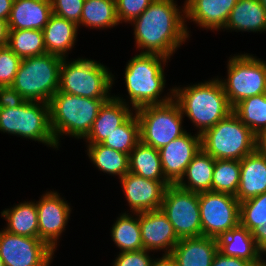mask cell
I'll return each instance as SVG.
<instances>
[{
	"label": "cell",
	"instance_id": "cell-3",
	"mask_svg": "<svg viewBox=\"0 0 266 266\" xmlns=\"http://www.w3.org/2000/svg\"><path fill=\"white\" fill-rule=\"evenodd\" d=\"M62 60L49 53L22 59L12 85L4 94L13 99L49 103L59 89Z\"/></svg>",
	"mask_w": 266,
	"mask_h": 266
},
{
	"label": "cell",
	"instance_id": "cell-47",
	"mask_svg": "<svg viewBox=\"0 0 266 266\" xmlns=\"http://www.w3.org/2000/svg\"><path fill=\"white\" fill-rule=\"evenodd\" d=\"M262 6L266 9V0H259Z\"/></svg>",
	"mask_w": 266,
	"mask_h": 266
},
{
	"label": "cell",
	"instance_id": "cell-19",
	"mask_svg": "<svg viewBox=\"0 0 266 266\" xmlns=\"http://www.w3.org/2000/svg\"><path fill=\"white\" fill-rule=\"evenodd\" d=\"M123 97L113 96L100 108L90 132L85 137L89 144L102 143L133 112Z\"/></svg>",
	"mask_w": 266,
	"mask_h": 266
},
{
	"label": "cell",
	"instance_id": "cell-39",
	"mask_svg": "<svg viewBox=\"0 0 266 266\" xmlns=\"http://www.w3.org/2000/svg\"><path fill=\"white\" fill-rule=\"evenodd\" d=\"M52 13L72 21L75 24L80 23L83 5L85 0H50Z\"/></svg>",
	"mask_w": 266,
	"mask_h": 266
},
{
	"label": "cell",
	"instance_id": "cell-42",
	"mask_svg": "<svg viewBox=\"0 0 266 266\" xmlns=\"http://www.w3.org/2000/svg\"><path fill=\"white\" fill-rule=\"evenodd\" d=\"M256 150L266 158V129L256 135Z\"/></svg>",
	"mask_w": 266,
	"mask_h": 266
},
{
	"label": "cell",
	"instance_id": "cell-2",
	"mask_svg": "<svg viewBox=\"0 0 266 266\" xmlns=\"http://www.w3.org/2000/svg\"><path fill=\"white\" fill-rule=\"evenodd\" d=\"M173 100L179 105L182 114L189 117L199 129L200 135L233 111L220 78L184 88L174 87Z\"/></svg>",
	"mask_w": 266,
	"mask_h": 266
},
{
	"label": "cell",
	"instance_id": "cell-11",
	"mask_svg": "<svg viewBox=\"0 0 266 266\" xmlns=\"http://www.w3.org/2000/svg\"><path fill=\"white\" fill-rule=\"evenodd\" d=\"M201 236L218 239L240 224V202L231 194L198 193Z\"/></svg>",
	"mask_w": 266,
	"mask_h": 266
},
{
	"label": "cell",
	"instance_id": "cell-46",
	"mask_svg": "<svg viewBox=\"0 0 266 266\" xmlns=\"http://www.w3.org/2000/svg\"><path fill=\"white\" fill-rule=\"evenodd\" d=\"M257 266H266V260L261 258L260 262L257 264Z\"/></svg>",
	"mask_w": 266,
	"mask_h": 266
},
{
	"label": "cell",
	"instance_id": "cell-17",
	"mask_svg": "<svg viewBox=\"0 0 266 266\" xmlns=\"http://www.w3.org/2000/svg\"><path fill=\"white\" fill-rule=\"evenodd\" d=\"M141 240L143 249L148 251L164 250L171 254L174 246L179 242L173 225L161 209L139 213Z\"/></svg>",
	"mask_w": 266,
	"mask_h": 266
},
{
	"label": "cell",
	"instance_id": "cell-31",
	"mask_svg": "<svg viewBox=\"0 0 266 266\" xmlns=\"http://www.w3.org/2000/svg\"><path fill=\"white\" fill-rule=\"evenodd\" d=\"M118 24L115 0H85L78 27L105 29Z\"/></svg>",
	"mask_w": 266,
	"mask_h": 266
},
{
	"label": "cell",
	"instance_id": "cell-48",
	"mask_svg": "<svg viewBox=\"0 0 266 266\" xmlns=\"http://www.w3.org/2000/svg\"><path fill=\"white\" fill-rule=\"evenodd\" d=\"M0 266H4V263L1 258H0Z\"/></svg>",
	"mask_w": 266,
	"mask_h": 266
},
{
	"label": "cell",
	"instance_id": "cell-22",
	"mask_svg": "<svg viewBox=\"0 0 266 266\" xmlns=\"http://www.w3.org/2000/svg\"><path fill=\"white\" fill-rule=\"evenodd\" d=\"M240 181L236 193L239 202L266 192V158L257 150L240 160Z\"/></svg>",
	"mask_w": 266,
	"mask_h": 266
},
{
	"label": "cell",
	"instance_id": "cell-9",
	"mask_svg": "<svg viewBox=\"0 0 266 266\" xmlns=\"http://www.w3.org/2000/svg\"><path fill=\"white\" fill-rule=\"evenodd\" d=\"M134 113L139 121L140 141L155 149L159 150L187 132L182 126L184 115L174 100L161 105L143 106Z\"/></svg>",
	"mask_w": 266,
	"mask_h": 266
},
{
	"label": "cell",
	"instance_id": "cell-4",
	"mask_svg": "<svg viewBox=\"0 0 266 266\" xmlns=\"http://www.w3.org/2000/svg\"><path fill=\"white\" fill-rule=\"evenodd\" d=\"M0 131L57 148L50 126L49 104L0 94Z\"/></svg>",
	"mask_w": 266,
	"mask_h": 266
},
{
	"label": "cell",
	"instance_id": "cell-16",
	"mask_svg": "<svg viewBox=\"0 0 266 266\" xmlns=\"http://www.w3.org/2000/svg\"><path fill=\"white\" fill-rule=\"evenodd\" d=\"M120 180L132 214L160 209L165 190L171 184L169 181H156L131 172Z\"/></svg>",
	"mask_w": 266,
	"mask_h": 266
},
{
	"label": "cell",
	"instance_id": "cell-34",
	"mask_svg": "<svg viewBox=\"0 0 266 266\" xmlns=\"http://www.w3.org/2000/svg\"><path fill=\"white\" fill-rule=\"evenodd\" d=\"M7 46L21 59L46 54L41 30H9Z\"/></svg>",
	"mask_w": 266,
	"mask_h": 266
},
{
	"label": "cell",
	"instance_id": "cell-28",
	"mask_svg": "<svg viewBox=\"0 0 266 266\" xmlns=\"http://www.w3.org/2000/svg\"><path fill=\"white\" fill-rule=\"evenodd\" d=\"M1 216L8 222L4 229L9 233L38 238V212L35 202H23L5 209Z\"/></svg>",
	"mask_w": 266,
	"mask_h": 266
},
{
	"label": "cell",
	"instance_id": "cell-26",
	"mask_svg": "<svg viewBox=\"0 0 266 266\" xmlns=\"http://www.w3.org/2000/svg\"><path fill=\"white\" fill-rule=\"evenodd\" d=\"M240 225L252 233L256 245L266 248V192L240 202Z\"/></svg>",
	"mask_w": 266,
	"mask_h": 266
},
{
	"label": "cell",
	"instance_id": "cell-41",
	"mask_svg": "<svg viewBox=\"0 0 266 266\" xmlns=\"http://www.w3.org/2000/svg\"><path fill=\"white\" fill-rule=\"evenodd\" d=\"M211 266H255L252 262L237 257L225 256L217 252Z\"/></svg>",
	"mask_w": 266,
	"mask_h": 266
},
{
	"label": "cell",
	"instance_id": "cell-44",
	"mask_svg": "<svg viewBox=\"0 0 266 266\" xmlns=\"http://www.w3.org/2000/svg\"><path fill=\"white\" fill-rule=\"evenodd\" d=\"M14 0H0V19L8 21Z\"/></svg>",
	"mask_w": 266,
	"mask_h": 266
},
{
	"label": "cell",
	"instance_id": "cell-1",
	"mask_svg": "<svg viewBox=\"0 0 266 266\" xmlns=\"http://www.w3.org/2000/svg\"><path fill=\"white\" fill-rule=\"evenodd\" d=\"M177 7L174 0H154L131 21L135 27V45L139 50L143 49L141 53L158 54L169 59L186 41L190 34L185 24V6L182 12Z\"/></svg>",
	"mask_w": 266,
	"mask_h": 266
},
{
	"label": "cell",
	"instance_id": "cell-10",
	"mask_svg": "<svg viewBox=\"0 0 266 266\" xmlns=\"http://www.w3.org/2000/svg\"><path fill=\"white\" fill-rule=\"evenodd\" d=\"M227 77L220 82L233 108L242 100L266 93V63L253 55L240 54L230 57Z\"/></svg>",
	"mask_w": 266,
	"mask_h": 266
},
{
	"label": "cell",
	"instance_id": "cell-33",
	"mask_svg": "<svg viewBox=\"0 0 266 266\" xmlns=\"http://www.w3.org/2000/svg\"><path fill=\"white\" fill-rule=\"evenodd\" d=\"M232 112L257 135L266 129V93L242 100Z\"/></svg>",
	"mask_w": 266,
	"mask_h": 266
},
{
	"label": "cell",
	"instance_id": "cell-12",
	"mask_svg": "<svg viewBox=\"0 0 266 266\" xmlns=\"http://www.w3.org/2000/svg\"><path fill=\"white\" fill-rule=\"evenodd\" d=\"M160 209L173 225L179 239L201 236L198 193L177 184L167 186Z\"/></svg>",
	"mask_w": 266,
	"mask_h": 266
},
{
	"label": "cell",
	"instance_id": "cell-40",
	"mask_svg": "<svg viewBox=\"0 0 266 266\" xmlns=\"http://www.w3.org/2000/svg\"><path fill=\"white\" fill-rule=\"evenodd\" d=\"M148 250L119 252L113 266H151L152 258Z\"/></svg>",
	"mask_w": 266,
	"mask_h": 266
},
{
	"label": "cell",
	"instance_id": "cell-35",
	"mask_svg": "<svg viewBox=\"0 0 266 266\" xmlns=\"http://www.w3.org/2000/svg\"><path fill=\"white\" fill-rule=\"evenodd\" d=\"M140 142V126L136 113L131 114L101 144L114 150L130 154Z\"/></svg>",
	"mask_w": 266,
	"mask_h": 266
},
{
	"label": "cell",
	"instance_id": "cell-49",
	"mask_svg": "<svg viewBox=\"0 0 266 266\" xmlns=\"http://www.w3.org/2000/svg\"><path fill=\"white\" fill-rule=\"evenodd\" d=\"M262 254L266 255V248L262 251Z\"/></svg>",
	"mask_w": 266,
	"mask_h": 266
},
{
	"label": "cell",
	"instance_id": "cell-21",
	"mask_svg": "<svg viewBox=\"0 0 266 266\" xmlns=\"http://www.w3.org/2000/svg\"><path fill=\"white\" fill-rule=\"evenodd\" d=\"M217 252V239L199 236L180 239L171 255L176 266H211Z\"/></svg>",
	"mask_w": 266,
	"mask_h": 266
},
{
	"label": "cell",
	"instance_id": "cell-8",
	"mask_svg": "<svg viewBox=\"0 0 266 266\" xmlns=\"http://www.w3.org/2000/svg\"><path fill=\"white\" fill-rule=\"evenodd\" d=\"M114 77L109 69L95 60L63 58L60 67L59 91L93 99H111Z\"/></svg>",
	"mask_w": 266,
	"mask_h": 266
},
{
	"label": "cell",
	"instance_id": "cell-32",
	"mask_svg": "<svg viewBox=\"0 0 266 266\" xmlns=\"http://www.w3.org/2000/svg\"><path fill=\"white\" fill-rule=\"evenodd\" d=\"M136 218L129 213H122L112 225L111 237L121 252L139 251L143 249L139 213Z\"/></svg>",
	"mask_w": 266,
	"mask_h": 266
},
{
	"label": "cell",
	"instance_id": "cell-7",
	"mask_svg": "<svg viewBox=\"0 0 266 266\" xmlns=\"http://www.w3.org/2000/svg\"><path fill=\"white\" fill-rule=\"evenodd\" d=\"M201 149L214 159L240 161L256 150V135L231 112L201 134Z\"/></svg>",
	"mask_w": 266,
	"mask_h": 266
},
{
	"label": "cell",
	"instance_id": "cell-20",
	"mask_svg": "<svg viewBox=\"0 0 266 266\" xmlns=\"http://www.w3.org/2000/svg\"><path fill=\"white\" fill-rule=\"evenodd\" d=\"M52 14L50 0H14L8 18L9 30H43Z\"/></svg>",
	"mask_w": 266,
	"mask_h": 266
},
{
	"label": "cell",
	"instance_id": "cell-23",
	"mask_svg": "<svg viewBox=\"0 0 266 266\" xmlns=\"http://www.w3.org/2000/svg\"><path fill=\"white\" fill-rule=\"evenodd\" d=\"M42 32L46 52L66 58L74 47L78 25L52 13Z\"/></svg>",
	"mask_w": 266,
	"mask_h": 266
},
{
	"label": "cell",
	"instance_id": "cell-6",
	"mask_svg": "<svg viewBox=\"0 0 266 266\" xmlns=\"http://www.w3.org/2000/svg\"><path fill=\"white\" fill-rule=\"evenodd\" d=\"M108 100L76 96L58 90L48 103L51 131L57 146L62 135L84 140L100 108Z\"/></svg>",
	"mask_w": 266,
	"mask_h": 266
},
{
	"label": "cell",
	"instance_id": "cell-25",
	"mask_svg": "<svg viewBox=\"0 0 266 266\" xmlns=\"http://www.w3.org/2000/svg\"><path fill=\"white\" fill-rule=\"evenodd\" d=\"M223 29L265 32L266 9L259 0H238Z\"/></svg>",
	"mask_w": 266,
	"mask_h": 266
},
{
	"label": "cell",
	"instance_id": "cell-5",
	"mask_svg": "<svg viewBox=\"0 0 266 266\" xmlns=\"http://www.w3.org/2000/svg\"><path fill=\"white\" fill-rule=\"evenodd\" d=\"M167 60L168 58L162 55L139 53L128 61L124 78L132 111L173 100V88L169 94L167 93L168 96L160 97L166 84L163 66Z\"/></svg>",
	"mask_w": 266,
	"mask_h": 266
},
{
	"label": "cell",
	"instance_id": "cell-36",
	"mask_svg": "<svg viewBox=\"0 0 266 266\" xmlns=\"http://www.w3.org/2000/svg\"><path fill=\"white\" fill-rule=\"evenodd\" d=\"M240 161L215 159L212 191L236 196L240 181Z\"/></svg>",
	"mask_w": 266,
	"mask_h": 266
},
{
	"label": "cell",
	"instance_id": "cell-15",
	"mask_svg": "<svg viewBox=\"0 0 266 266\" xmlns=\"http://www.w3.org/2000/svg\"><path fill=\"white\" fill-rule=\"evenodd\" d=\"M201 150V135L189 132L159 149L161 167L165 178L176 184L184 175L193 157Z\"/></svg>",
	"mask_w": 266,
	"mask_h": 266
},
{
	"label": "cell",
	"instance_id": "cell-45",
	"mask_svg": "<svg viewBox=\"0 0 266 266\" xmlns=\"http://www.w3.org/2000/svg\"><path fill=\"white\" fill-rule=\"evenodd\" d=\"M9 27L8 21L0 19V47L8 44Z\"/></svg>",
	"mask_w": 266,
	"mask_h": 266
},
{
	"label": "cell",
	"instance_id": "cell-30",
	"mask_svg": "<svg viewBox=\"0 0 266 266\" xmlns=\"http://www.w3.org/2000/svg\"><path fill=\"white\" fill-rule=\"evenodd\" d=\"M87 155L98 170L111 175H118L119 179L129 172V155L106 147L101 143L88 144Z\"/></svg>",
	"mask_w": 266,
	"mask_h": 266
},
{
	"label": "cell",
	"instance_id": "cell-37",
	"mask_svg": "<svg viewBox=\"0 0 266 266\" xmlns=\"http://www.w3.org/2000/svg\"><path fill=\"white\" fill-rule=\"evenodd\" d=\"M21 60L7 45L0 47V94L12 85Z\"/></svg>",
	"mask_w": 266,
	"mask_h": 266
},
{
	"label": "cell",
	"instance_id": "cell-27",
	"mask_svg": "<svg viewBox=\"0 0 266 266\" xmlns=\"http://www.w3.org/2000/svg\"><path fill=\"white\" fill-rule=\"evenodd\" d=\"M215 159L202 149L193 157L184 175L176 183L179 187L192 192L212 191V177ZM187 180H184L186 178ZM187 181V183H186Z\"/></svg>",
	"mask_w": 266,
	"mask_h": 266
},
{
	"label": "cell",
	"instance_id": "cell-14",
	"mask_svg": "<svg viewBox=\"0 0 266 266\" xmlns=\"http://www.w3.org/2000/svg\"><path fill=\"white\" fill-rule=\"evenodd\" d=\"M38 238L46 242L54 251L57 247V240L65 230L71 208L60 194L55 191H48L38 202Z\"/></svg>",
	"mask_w": 266,
	"mask_h": 266
},
{
	"label": "cell",
	"instance_id": "cell-43",
	"mask_svg": "<svg viewBox=\"0 0 266 266\" xmlns=\"http://www.w3.org/2000/svg\"><path fill=\"white\" fill-rule=\"evenodd\" d=\"M151 266H176V261L171 254H164L162 257L153 259Z\"/></svg>",
	"mask_w": 266,
	"mask_h": 266
},
{
	"label": "cell",
	"instance_id": "cell-38",
	"mask_svg": "<svg viewBox=\"0 0 266 266\" xmlns=\"http://www.w3.org/2000/svg\"><path fill=\"white\" fill-rule=\"evenodd\" d=\"M119 23H125L139 17L154 0H115Z\"/></svg>",
	"mask_w": 266,
	"mask_h": 266
},
{
	"label": "cell",
	"instance_id": "cell-13",
	"mask_svg": "<svg viewBox=\"0 0 266 266\" xmlns=\"http://www.w3.org/2000/svg\"><path fill=\"white\" fill-rule=\"evenodd\" d=\"M54 250L40 238L0 231V258L4 266H49Z\"/></svg>",
	"mask_w": 266,
	"mask_h": 266
},
{
	"label": "cell",
	"instance_id": "cell-18",
	"mask_svg": "<svg viewBox=\"0 0 266 266\" xmlns=\"http://www.w3.org/2000/svg\"><path fill=\"white\" fill-rule=\"evenodd\" d=\"M238 0H186L185 18L209 30L224 28Z\"/></svg>",
	"mask_w": 266,
	"mask_h": 266
},
{
	"label": "cell",
	"instance_id": "cell-24",
	"mask_svg": "<svg viewBox=\"0 0 266 266\" xmlns=\"http://www.w3.org/2000/svg\"><path fill=\"white\" fill-rule=\"evenodd\" d=\"M218 251L225 256L252 262L255 266L262 258V250L256 245L252 233L240 224L219 237Z\"/></svg>",
	"mask_w": 266,
	"mask_h": 266
},
{
	"label": "cell",
	"instance_id": "cell-29",
	"mask_svg": "<svg viewBox=\"0 0 266 266\" xmlns=\"http://www.w3.org/2000/svg\"><path fill=\"white\" fill-rule=\"evenodd\" d=\"M129 172L156 181H168L162 171L159 150L141 141L129 154Z\"/></svg>",
	"mask_w": 266,
	"mask_h": 266
}]
</instances>
